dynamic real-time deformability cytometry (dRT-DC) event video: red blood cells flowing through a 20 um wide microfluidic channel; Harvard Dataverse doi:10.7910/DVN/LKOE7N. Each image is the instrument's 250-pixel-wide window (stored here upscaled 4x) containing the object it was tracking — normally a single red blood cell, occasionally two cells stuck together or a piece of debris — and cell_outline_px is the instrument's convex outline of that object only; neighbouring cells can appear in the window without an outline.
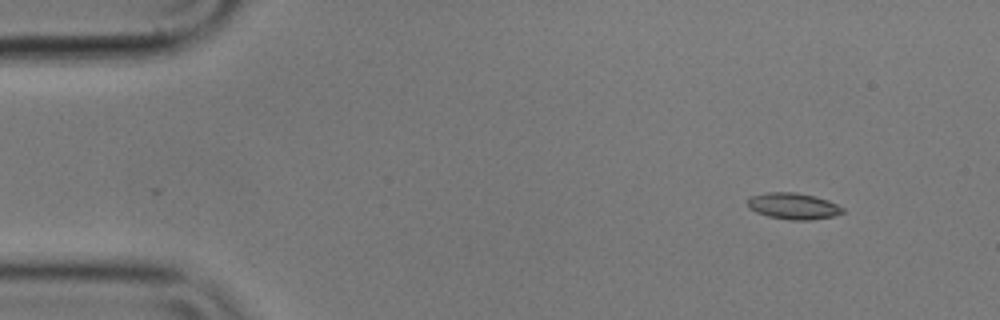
{"species": "common noctule bat (a hibernating species)", "species_latin": "Nyctalus noctula", "temperature_condition": "cold", "stored_images_in_passage": 52, "camera_frame_rate_fps": 3000, "um_per_image_px": 0.085, "animal": {"sex": "male", "body_mass_g": 17.9}, "frame": {"image": 1, "passage_image": 1, "time_ms": 0.0, "image_size_px": [1000, 320], "cell_outline_px": [[844, 212], [836, 216], [812, 220], [788, 220], [768, 216], [756, 212], [748, 208], [748, 200], [752, 196], [768, 192], [796, 192], [828, 200], [844, 208]], "centroid_in_image_um": [67.45, 17.53], "position_along_channel_um": 17.6, "area_um2": 14.62}}
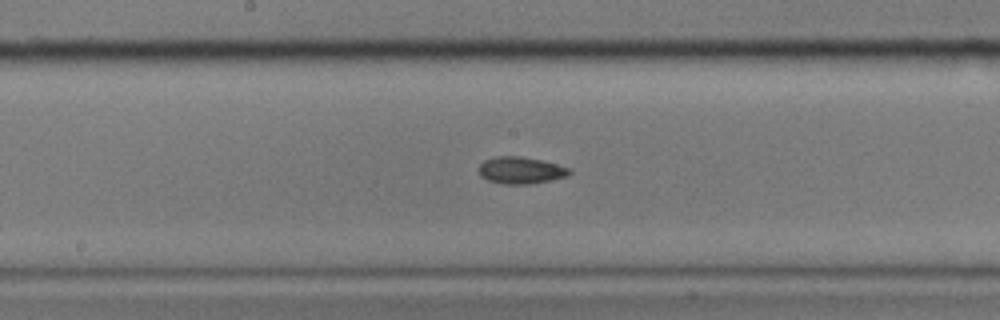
{"frame": {"image": 2, "passage_image": 24, "time_ms": 7.667, "image_size_px": [1000, 320], "cell_outline_px": [[572, 172], [568, 176], [552, 180], [532, 184], [504, 184], [488, 180], [480, 176], [480, 164], [484, 160], [496, 156], [520, 156], [540, 160], [572, 168]], "centroid_in_image_um": [44.3, 14.48], "position_along_channel_um": 203.9, "area_um2": 14.28}}
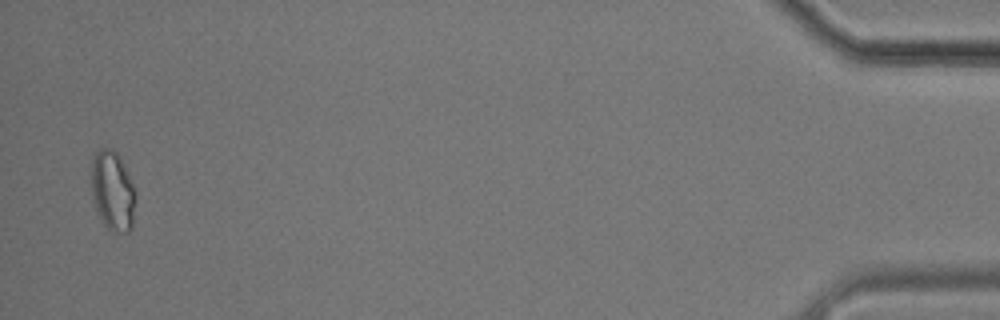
{"frame": {"image": 3, "passage_image": 50, "time_ms": 16.333, "image_size_px": [1000, 320], "cell_outline_px": [[136, 196], [132, 228], [128, 232], [112, 232], [104, 224], [96, 208], [92, 196], [92, 160], [96, 152], [100, 148], [112, 148], [116, 152], [136, 192]], "centroid_in_image_um": [9.58, 16.26], "position_along_channel_um": 425.6, "area_um2": 20.23}, "authors_computed_cell_mechanics": {"area_um2": 14.2477, "velocity_mm_per_s": 3.5642, "shape_relaxation_time_tau1_ms": 5.8165, "shape_relaxation_time_tau2_ms": 3.088, "deformation_change_tau1": 0.1119, "deformation_change_tau2": 0.0687}}